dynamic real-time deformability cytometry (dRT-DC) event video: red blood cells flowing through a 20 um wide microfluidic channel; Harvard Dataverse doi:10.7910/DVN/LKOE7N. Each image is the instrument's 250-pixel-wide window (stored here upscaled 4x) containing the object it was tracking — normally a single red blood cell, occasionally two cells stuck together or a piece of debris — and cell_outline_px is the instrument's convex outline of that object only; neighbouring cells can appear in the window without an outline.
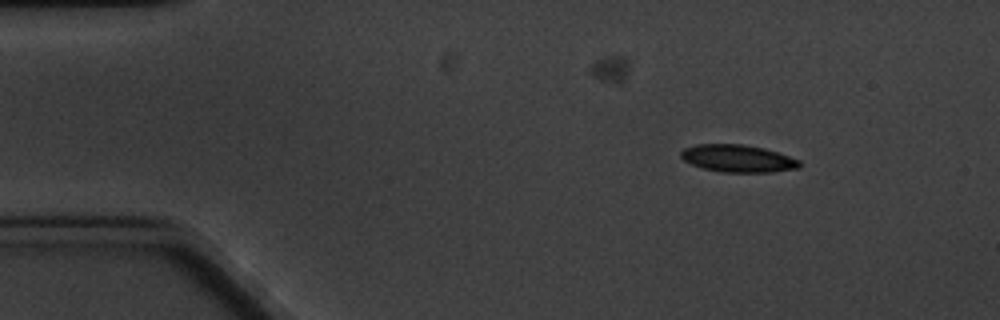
{"species": "common noctule bat (a hibernating species)", "species_latin": "Nyctalus noctula", "temperature_condition": "cold", "stored_images_in_passage": 4, "camera_frame_rate_fps": 3000, "um_per_image_px": 0.085, "animal": {"sex": "male", "body_mass_g": 20.1, "forearm_length_mm": 53.5}, "frame": {"image": 1, "passage_image": 1, "time_ms": 0.0, "image_size_px": [1000, 320], "cell_outline_px": [[800, 168], [772, 172], [720, 172], [704, 168], [692, 164], [684, 160], [680, 156], [680, 152], [684, 148], [696, 144], [740, 144], [764, 148], [800, 160]], "centroid_in_image_um": [62.71, 13.47], "position_along_channel_um": 22.3, "area_um2": 18.84}}